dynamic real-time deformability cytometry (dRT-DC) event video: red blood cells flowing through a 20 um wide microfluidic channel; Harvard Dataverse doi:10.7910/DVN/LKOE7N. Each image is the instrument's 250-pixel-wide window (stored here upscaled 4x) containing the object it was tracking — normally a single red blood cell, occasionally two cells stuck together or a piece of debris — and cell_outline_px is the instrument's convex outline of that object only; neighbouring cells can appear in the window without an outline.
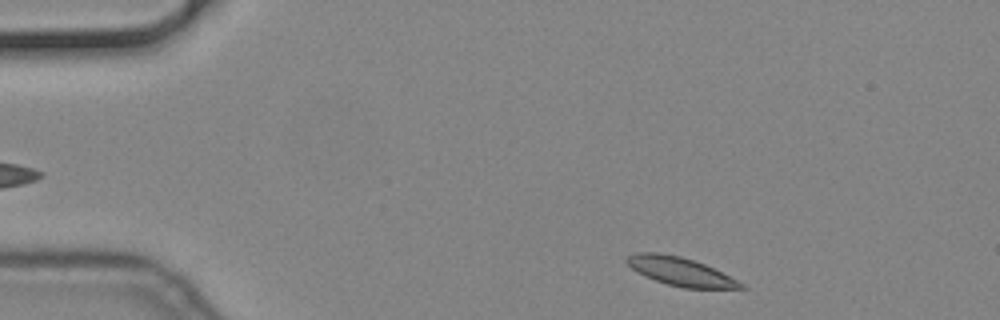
{"species": "common noctule bat (a hibernating species)", "species_latin": "Nyctalus noctula", "temperature_condition": "cold", "stored_images_in_passage": 5, "segment_of_instrument_passage": [2, 2], "camera_frame_rate_fps": 3000, "um_per_image_px": 0.085, "animal": {"sex": "male", "body_mass_g": 19.2, "forearm_length_mm": 51.8}, "frame": {"image": 1, "passage_image": 5, "time_ms": 1.333, "image_size_px": [1000, 320], "cell_outline_px": [[748, 288], [684, 288], [668, 284], [644, 276], [632, 268], [624, 260], [628, 256], [636, 252], [660, 252], [680, 256], [704, 264], [744, 284]], "centroid_in_image_um": [57.78, 23.06], "position_along_channel_um": 27.2, "area_um2": 18.55}}